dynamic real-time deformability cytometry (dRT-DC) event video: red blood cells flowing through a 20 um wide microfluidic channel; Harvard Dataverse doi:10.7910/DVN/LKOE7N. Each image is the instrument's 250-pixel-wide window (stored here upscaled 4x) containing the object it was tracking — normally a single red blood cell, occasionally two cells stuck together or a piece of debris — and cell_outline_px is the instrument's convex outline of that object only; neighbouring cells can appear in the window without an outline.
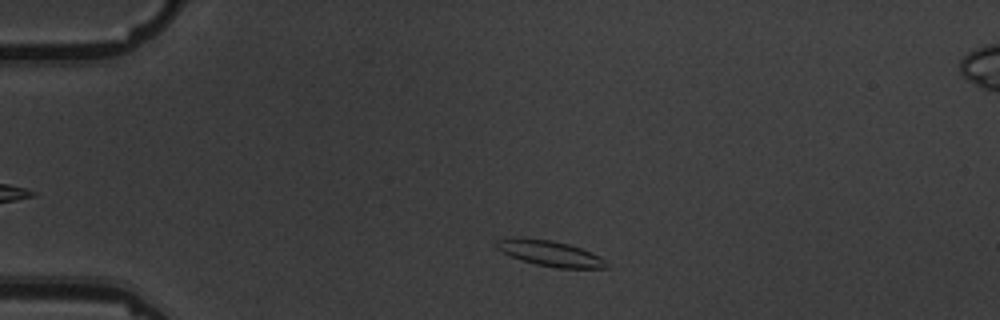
{"species": "common noctule bat (a hibernating species)", "species_latin": "Nyctalus noctula", "temperature_condition": "warm", "stored_images_in_passage": 8, "camera_frame_rate_fps": 3000, "um_per_image_px": 0.085, "animal": {"sex": "male", "body_mass_g": 19.5, "forearm_length_mm": 54.6}, "frame": {"image": 1, "passage_image": 1, "time_ms": 0.0, "image_size_px": [1000, 320], "cell_outline_px": [[608, 268], [556, 268], [536, 264], [512, 256], [496, 248], [496, 240], [552, 240], [568, 244], [580, 248], [600, 256], [604, 260]], "centroid_in_image_um": [46.86, 21.58], "position_along_channel_um": 38.1, "area_um2": 15.43}}
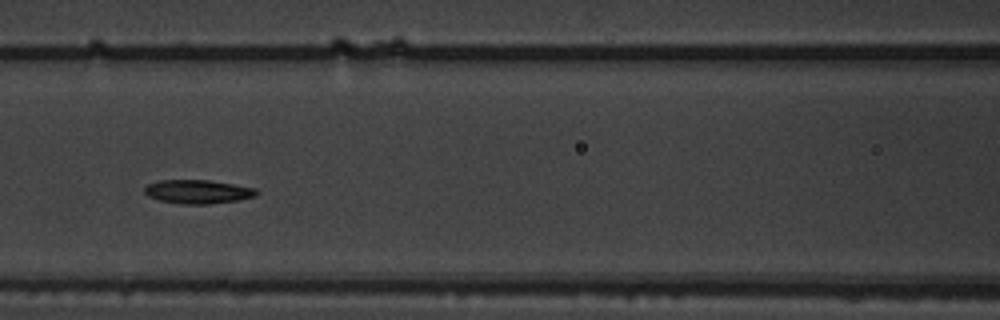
{"frame": {"image": 2, "passage_image": 5, "time_ms": 4.333, "image_size_px": [1000, 320], "cell_outline_px": [[260, 192], [256, 196], [240, 200], [208, 204], [180, 204], [160, 200], [148, 196], [144, 192], [144, 188], [148, 184], [160, 180], [208, 180], [256, 188]], "centroid_in_image_um": [16.84, 16.3], "position_along_channel_um": 149.8, "area_um2": 15.55}}
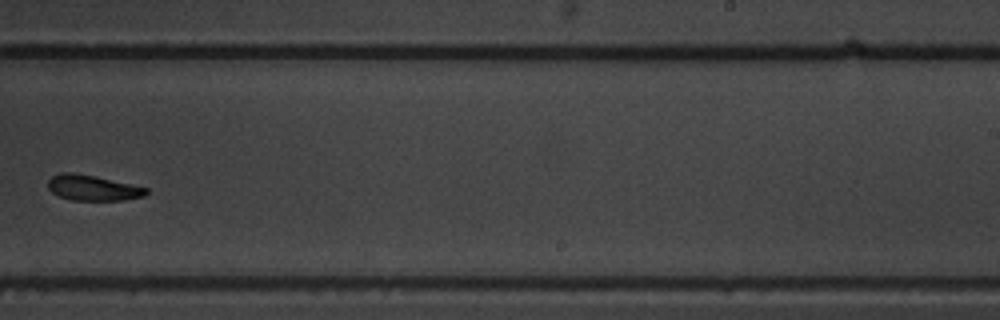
{"frame": {"image": 3, "passage_image": 8, "time_ms": 8.0, "image_size_px": [1000, 320], "cell_outline_px": [[148, 192], [144, 196], [124, 200], [72, 200], [60, 196], [52, 192], [48, 188], [48, 180], [52, 176], [60, 172], [72, 172], [96, 176], [148, 188]], "centroid_in_image_um": [7.87, 15.96], "position_along_channel_um": 281.1, "area_um2": 14.57}}